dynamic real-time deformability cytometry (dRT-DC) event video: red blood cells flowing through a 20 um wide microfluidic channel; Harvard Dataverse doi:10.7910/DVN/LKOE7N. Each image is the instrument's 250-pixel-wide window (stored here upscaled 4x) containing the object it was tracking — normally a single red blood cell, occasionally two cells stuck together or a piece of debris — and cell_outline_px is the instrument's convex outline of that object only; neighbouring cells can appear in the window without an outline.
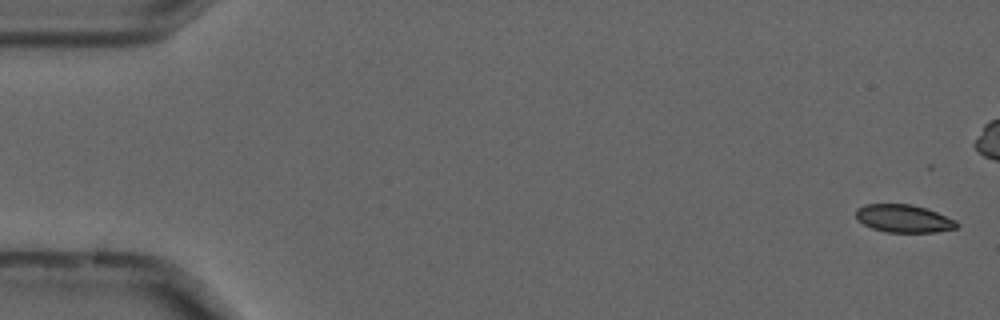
{"species": "common noctule bat (a hibernating species)", "species_latin": "Nyctalus noctula", "temperature_condition": "cold", "stored_images_in_passage": 49, "camera_frame_rate_fps": 3000, "um_per_image_px": 0.085, "animal": {"sex": "male", "forearm_length_mm": 52.5}, "frame": {"image": 1, "passage_image": 2, "time_ms": 0.333, "image_size_px": [1000, 320], "cell_outline_px": [[960, 224], [956, 228], [936, 232], [888, 232], [872, 228], [856, 220], [856, 208], [864, 204], [912, 204], [936, 212], [956, 220]], "centroid_in_image_um": [76.8, 18.57], "position_along_channel_um": 8.2, "area_um2": 16.36}}
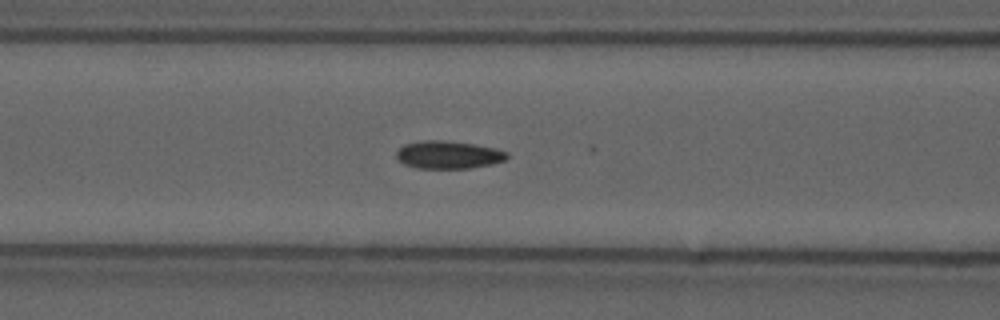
{"frame": {"image": 2, "passage_image": 23, "time_ms": 7.333, "image_size_px": [1000, 320], "cell_outline_px": [[508, 156], [504, 160], [492, 164], [472, 168], [416, 168], [404, 164], [396, 156], [396, 152], [404, 144], [424, 140], [444, 140], [476, 144], [496, 148], [508, 152]], "centroid_in_image_um": [38.13, 13.15], "position_along_channel_um": 128.5, "area_um2": 17.98}}
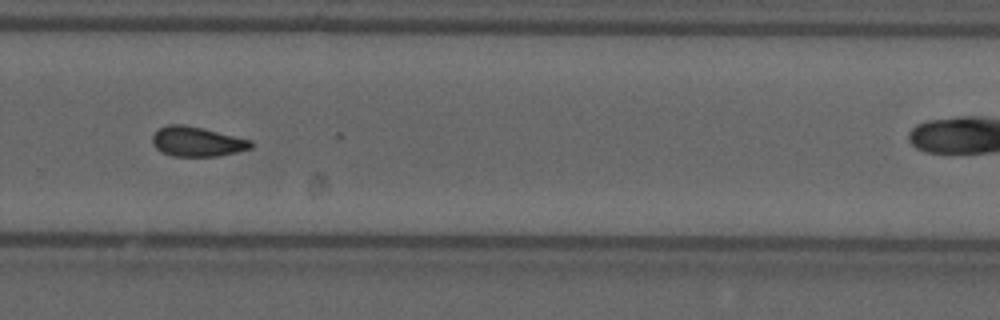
{"frame": {"image": 3, "passage_image": 38, "time_ms": 12.333, "image_size_px": [1000, 320], "cell_outline_px": [[252, 148], [236, 152], [216, 156], [172, 156], [160, 152], [152, 144], [152, 136], [156, 128], [168, 124], [184, 124], [204, 128], [252, 140]], "centroid_in_image_um": [16.7, 12.02], "position_along_channel_um": 313.1, "area_um2": 17.34}}